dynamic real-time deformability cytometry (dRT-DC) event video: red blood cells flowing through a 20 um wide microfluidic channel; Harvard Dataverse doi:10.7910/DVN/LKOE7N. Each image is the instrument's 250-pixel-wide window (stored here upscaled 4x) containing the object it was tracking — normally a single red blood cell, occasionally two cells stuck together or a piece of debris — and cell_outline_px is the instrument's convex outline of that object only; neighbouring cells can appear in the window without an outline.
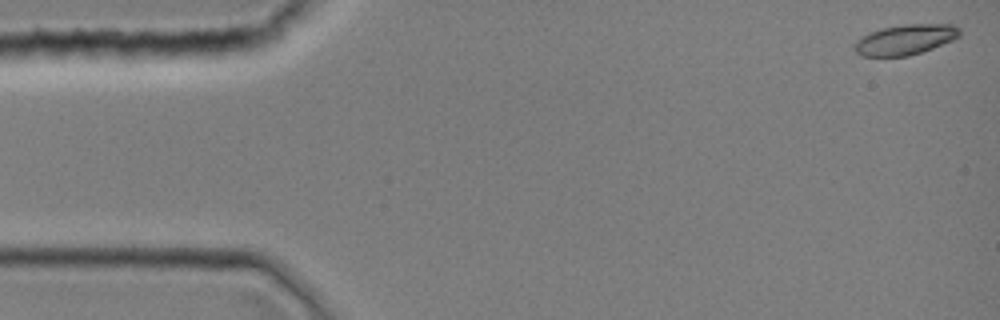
{"species": "common noctule bat (a hibernating species)", "species_latin": "Nyctalus noctula", "temperature_condition": "room temperature", "stored_images_in_passage": 44, "camera_frame_rate_fps": 3000, "um_per_image_px": 0.085, "animal": {"sex": "female", "body_mass_g": 19.0, "forearm_length_mm": 51.5}, "frame": {"image": 1, "passage_image": 1, "time_ms": 0.0, "image_size_px": [1000, 320], "cell_outline_px": [[960, 36], [952, 40], [932, 48], [908, 56], [860, 56], [856, 52], [856, 40], [860, 36], [868, 32], [880, 28], [904, 24], [952, 24], [960, 28]], "centroid_in_image_um": [76.93, 3.35], "position_along_channel_um": 8.1, "area_um2": 18.55}}
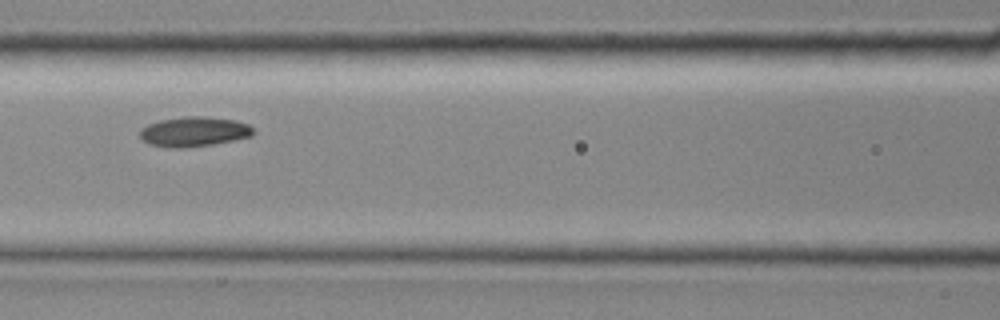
{"frame": {"image": 2, "passage_image": 19, "time_ms": 6.0, "image_size_px": [1000, 320], "cell_outline_px": [[252, 136], [236, 140], [212, 144], [184, 148], [168, 148], [148, 144], [140, 136], [140, 128], [148, 124], [160, 120], [184, 116], [204, 116], [236, 120], [248, 124], [252, 128]], "centroid_in_image_um": [16.47, 11.19], "position_along_channel_um": 150.1, "area_um2": 19.83}}
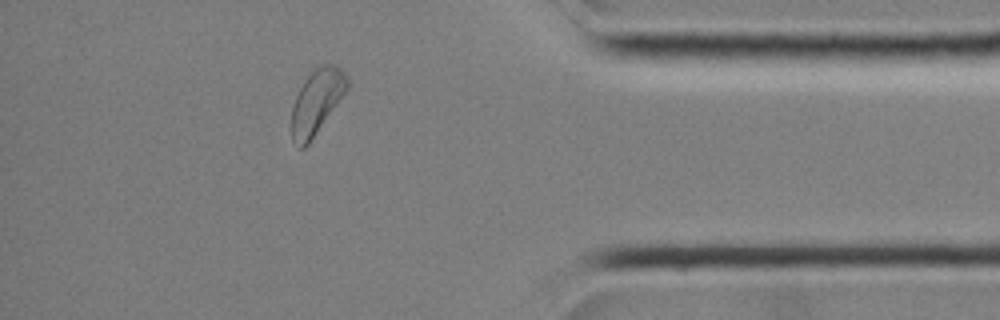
{"frame": {"image": 3, "passage_image": 38, "time_ms": 12.333, "image_size_px": [1000, 320], "cell_outline_px": [[348, 88], [308, 144], [304, 148], [300, 148], [292, 140], [292, 108], [296, 96], [304, 80], [316, 68], [324, 64], [332, 64], [340, 68], [344, 72], [348, 80]], "centroid_in_image_um": [26.91, 8.64], "position_along_channel_um": 408.3, "area_um2": 20.35}}